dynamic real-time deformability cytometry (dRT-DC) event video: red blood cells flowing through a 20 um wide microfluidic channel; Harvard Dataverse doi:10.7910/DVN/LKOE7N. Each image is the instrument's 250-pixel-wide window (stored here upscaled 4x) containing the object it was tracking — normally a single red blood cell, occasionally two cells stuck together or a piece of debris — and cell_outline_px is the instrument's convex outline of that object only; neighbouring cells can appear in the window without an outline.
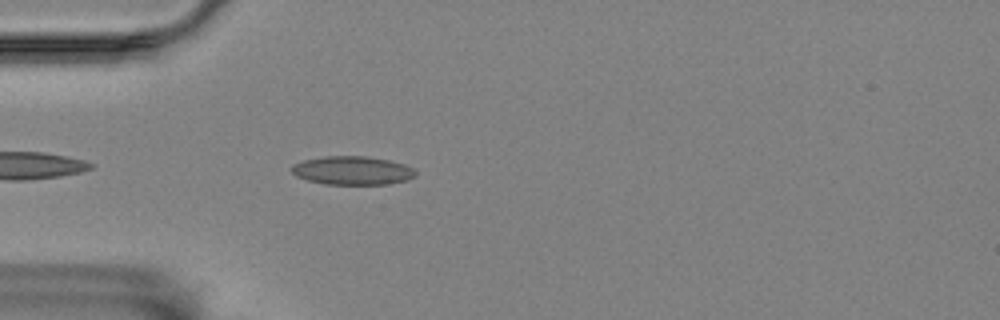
{"species": "Egyptian fruit bat (a non-hibernating species)", "species_latin": "Rousettus aegyptiacus", "temperature_condition": "room temperature", "stored_images_in_passage": 4, "camera_frame_rate_fps": 3000, "um_per_image_px": 0.085, "animal": {"sex": "female"}, "frame": {"image": 1, "passage_image": 4, "time_ms": 3.667, "image_size_px": [1000, 320], "cell_outline_px": [[416, 176], [408, 180], [388, 184], [324, 184], [308, 180], [296, 176], [288, 168], [292, 164], [304, 160], [324, 156], [368, 156], [388, 160], [404, 164], [416, 168]], "centroid_in_image_um": [29.96, 14.49], "position_along_channel_um": 55.0, "area_um2": 20.87}}